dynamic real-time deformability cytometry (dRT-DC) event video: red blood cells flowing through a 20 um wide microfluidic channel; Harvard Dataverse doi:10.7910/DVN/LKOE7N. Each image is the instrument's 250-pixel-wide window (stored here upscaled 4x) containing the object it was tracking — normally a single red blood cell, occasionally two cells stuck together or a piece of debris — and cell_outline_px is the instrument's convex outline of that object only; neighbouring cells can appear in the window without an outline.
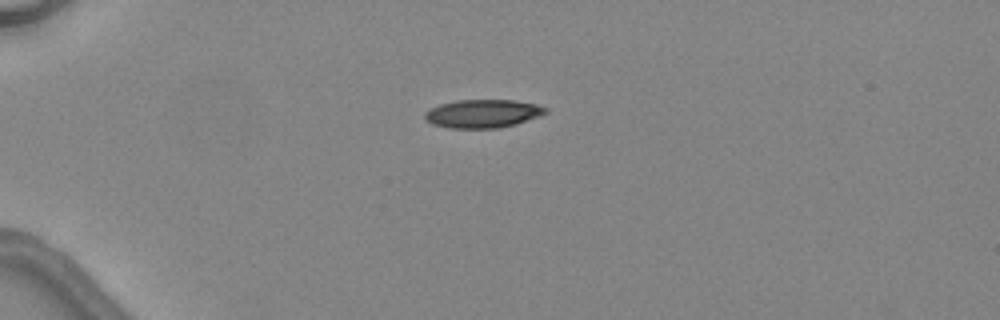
{"species": "common noctule bat (a hibernating species)", "species_latin": "Nyctalus noctula", "temperature_condition": "warm", "stored_images_in_passage": 3, "camera_frame_rate_fps": 3000, "um_per_image_px": 0.085, "animal": {"sex": "female", "body_mass_g": 24.6, "forearm_length_mm": 56.2}, "frame": {"image": 1, "passage_image": 1, "time_ms": 0.0, "image_size_px": [1000, 320], "cell_outline_px": [[548, 112], [540, 116], [516, 124], [496, 128], [448, 128], [432, 124], [424, 120], [424, 112], [440, 104], [456, 100], [516, 100], [536, 104], [548, 108]], "centroid_in_image_um": [41.04, 9.66], "position_along_channel_um": 44.0, "area_um2": 20.06}}